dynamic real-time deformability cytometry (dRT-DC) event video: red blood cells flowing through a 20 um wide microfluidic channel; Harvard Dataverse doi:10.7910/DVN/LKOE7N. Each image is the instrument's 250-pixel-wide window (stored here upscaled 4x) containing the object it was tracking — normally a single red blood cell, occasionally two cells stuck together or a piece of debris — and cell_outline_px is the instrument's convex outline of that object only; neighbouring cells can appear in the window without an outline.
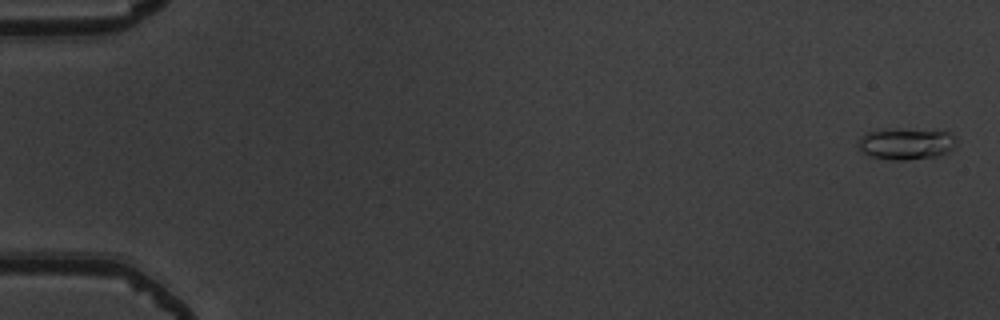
{"species": "common noctule bat (a hibernating species)", "species_latin": "Nyctalus noctula", "temperature_condition": "warm", "stored_images_in_passage": 6, "camera_frame_rate_fps": 3000, "um_per_image_px": 0.085, "animal": {"sex": "male", "body_mass_g": 19.5, "forearm_length_mm": 54.6}, "frame": {"image": 1, "passage_image": 1, "time_ms": 0.0, "image_size_px": [1000, 320], "cell_outline_px": [[956, 148], [940, 156], [904, 160], [892, 160], [872, 156], [860, 152], [856, 140], [868, 132], [888, 128], [948, 132], [956, 140]], "centroid_in_image_um": [76.99, 12.23], "position_along_channel_um": 8.0, "area_um2": 18.15}}